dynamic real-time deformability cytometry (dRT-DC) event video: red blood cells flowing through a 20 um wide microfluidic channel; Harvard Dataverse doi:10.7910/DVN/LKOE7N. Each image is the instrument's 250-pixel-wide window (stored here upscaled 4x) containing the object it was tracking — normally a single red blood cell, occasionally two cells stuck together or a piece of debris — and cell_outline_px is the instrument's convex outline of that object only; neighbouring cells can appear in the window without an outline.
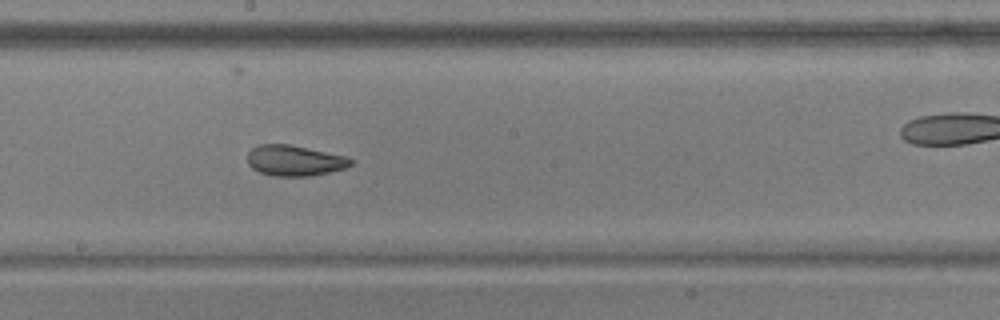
{"species": "common noctule bat (a hibernating species)", "species_latin": "Nyctalus noctula", "temperature_condition": "warm", "stored_images_in_passage": 44, "camera_frame_rate_fps": 3000, "um_per_image_px": 0.085, "animal": {"sex": "male", "body_mass_g": 17.9, "forearm_length_mm": 54.2}, "frame": {"image": 1, "passage_image": 19, "time_ms": 6.0, "image_size_px": [1000, 320], "cell_outline_px": [[356, 160], [352, 164], [344, 168], [312, 176], [272, 176], [260, 172], [252, 168], [248, 164], [248, 152], [252, 148], [260, 144], [288, 144], [348, 156]], "centroid_in_image_um": [25.06, 13.65], "position_along_channel_um": 223.1, "area_um2": 18.55}, "authors_computed_cell_mechanics": {"area_um2": 20.3745, "velocity_mm_per_s": 3.793, "shape_relaxation_time_tau1_ms": 10.2239, "shape_relaxation_time_tau2_ms": 1.5312, "deformation_change_tau1": 0.1674, "deformation_change_tau2": 0.064}}